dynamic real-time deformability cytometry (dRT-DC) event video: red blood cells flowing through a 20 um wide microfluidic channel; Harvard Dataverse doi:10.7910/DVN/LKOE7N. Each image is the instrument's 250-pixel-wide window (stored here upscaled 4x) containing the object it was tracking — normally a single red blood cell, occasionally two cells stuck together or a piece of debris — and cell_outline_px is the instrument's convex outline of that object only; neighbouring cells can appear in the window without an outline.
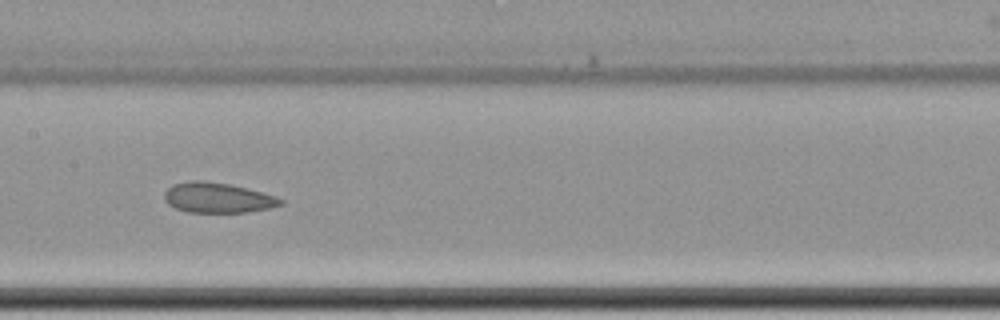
{"species": "common noctule bat (a hibernating species)", "species_latin": "Nyctalus noctula", "temperature_condition": "cold", "stored_images_in_passage": 16, "camera_frame_rate_fps": 3000, "um_per_image_px": 0.085, "animal": {"sex": "female", "body_mass_g": 22.7, "forearm_length_mm": 54.2}, "frame": {"image": 1, "passage_image": 10, "time_ms": 12.0, "image_size_px": [1000, 320], "cell_outline_px": [[284, 204], [268, 208], [244, 212], [188, 212], [176, 208], [168, 204], [164, 200], [164, 192], [172, 184], [188, 180], [204, 180], [232, 184], [276, 196], [284, 200]], "centroid_in_image_um": [18.47, 16.79], "position_along_channel_um": 188.9, "area_um2": 20.58}}
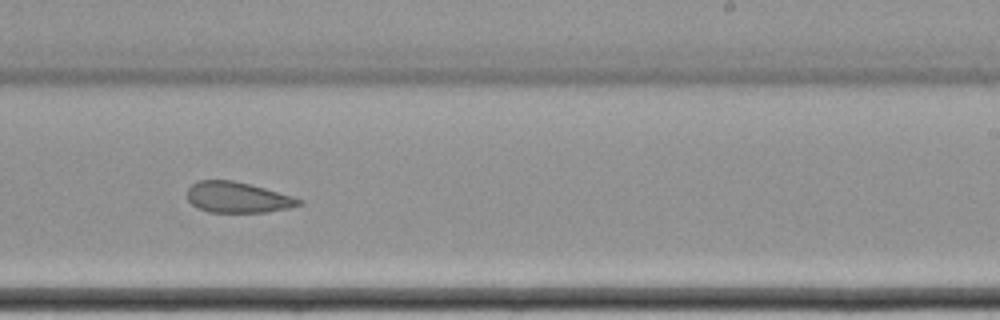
{"frame": {"image": 2, "passage_image": 12, "time_ms": 14.333, "image_size_px": [1000, 320], "cell_outline_px": [[304, 204], [288, 208], [268, 212], [208, 212], [192, 204], [188, 200], [188, 188], [196, 180], [232, 180], [264, 188], [292, 196], [304, 200]], "centroid_in_image_um": [20.21, 16.78], "position_along_channel_um": 268.8, "area_um2": 19.94}}
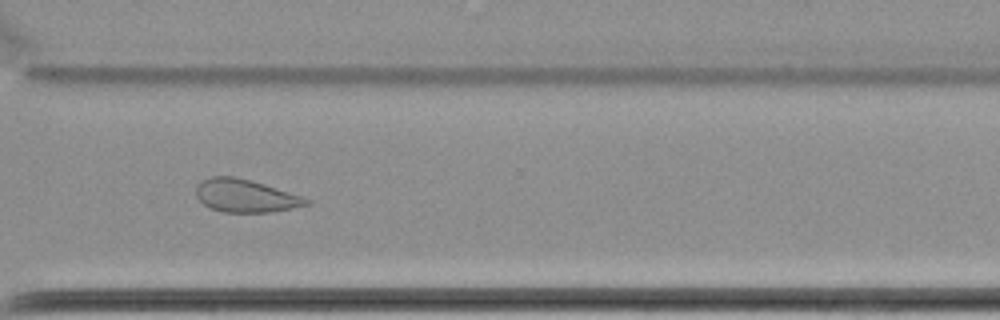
{"frame": {"image": 3, "passage_image": 14, "time_ms": 16.667, "image_size_px": [1000, 320], "cell_outline_px": [[312, 204], [292, 208], [268, 212], [224, 212], [212, 208], [204, 204], [196, 196], [196, 188], [200, 180], [208, 176], [236, 176], [252, 180], [312, 200]], "centroid_in_image_um": [20.84, 16.63], "position_along_channel_um": 349.8, "area_um2": 21.1}, "authors_computed_cell_mechanics": {"area_um2": 24.1893, "velocity_mm_per_s": 3.4417, "shape_relaxation_time_tau1_ms": null, "shape_relaxation_time_tau2_ms": 2.6332, "deformation_change_tau1": null, "deformation_change_tau2": 0.0662}}